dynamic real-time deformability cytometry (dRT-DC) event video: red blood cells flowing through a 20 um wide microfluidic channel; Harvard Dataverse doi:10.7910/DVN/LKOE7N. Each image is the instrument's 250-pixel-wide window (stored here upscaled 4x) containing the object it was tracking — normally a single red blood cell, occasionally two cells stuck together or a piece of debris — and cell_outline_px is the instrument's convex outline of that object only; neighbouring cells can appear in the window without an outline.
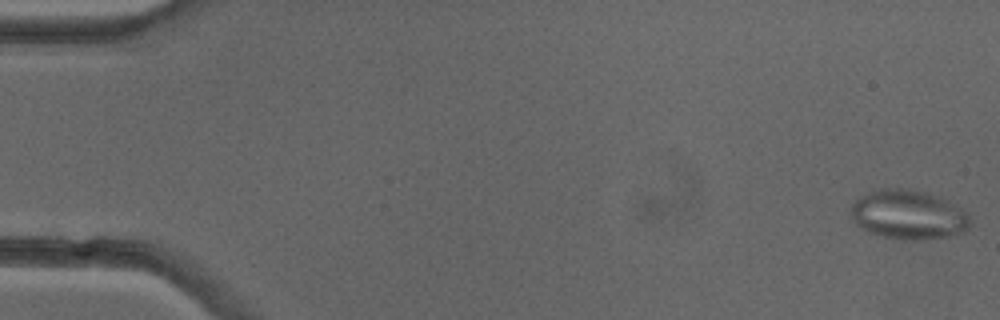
{"species": "common noctule bat (a hibernating species)", "species_latin": "Nyctalus noctula", "temperature_condition": "cold", "stored_images_in_passage": 52, "camera_frame_rate_fps": 3000, "um_per_image_px": 0.085, "animal": {"sex": "female"}, "frame": {"image": 1, "passage_image": 1, "time_ms": 0.0, "image_size_px": [1000, 320], "cell_outline_px": [[972, 224], [964, 232], [952, 236], [916, 240], [904, 240], [880, 236], [868, 232], [860, 228], [852, 220], [852, 204], [856, 200], [880, 188], [900, 188], [924, 192], [956, 204], [968, 212]], "centroid_in_image_um": [77.25, 18.28], "position_along_channel_um": 7.7, "area_um2": 34.28}}
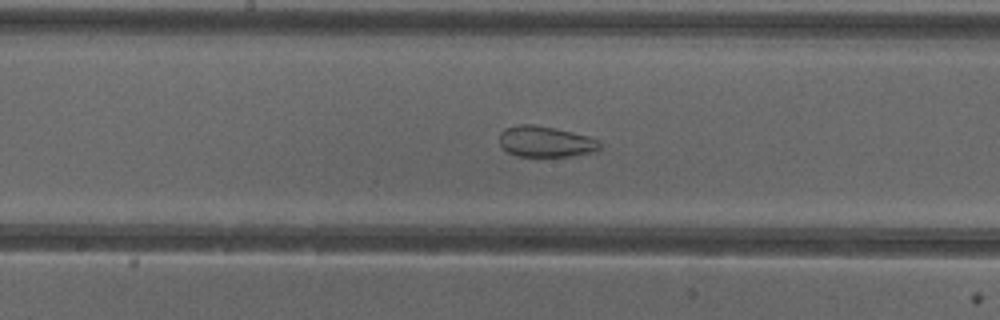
{"frame": {"image": 2, "passage_image": 27, "time_ms": 8.667, "image_size_px": [1000, 320], "cell_outline_px": [[600, 152], [572, 156], [516, 156], [508, 152], [500, 144], [500, 132], [504, 128], [516, 124], [532, 124], [572, 132], [588, 136], [600, 140]], "centroid_in_image_um": [46.41, 12.04], "position_along_channel_um": 201.8, "area_um2": 18.26}}
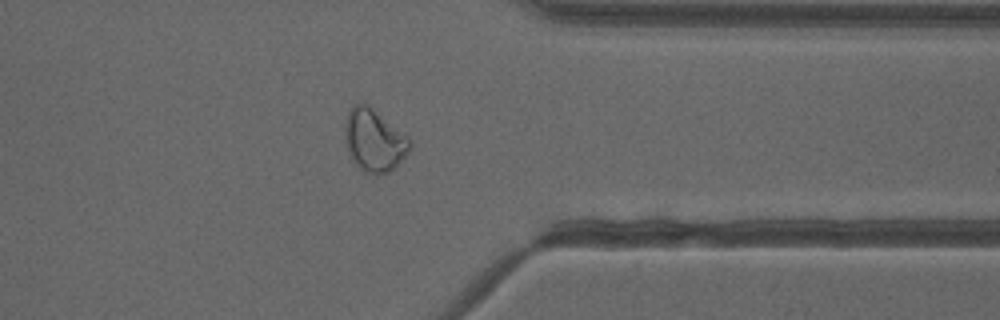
{"frame": {"image": 3, "passage_image": 41, "time_ms": 13.333, "image_size_px": [1000, 320], "cell_outline_px": [[412, 144], [408, 152], [396, 168], [388, 172], [376, 176], [364, 172], [348, 156], [344, 136], [344, 124], [348, 112], [356, 104], [368, 104], [408, 136]], "centroid_in_image_um": [31.79, 11.96], "position_along_channel_um": 379.6, "area_um2": 23.93}, "authors_computed_cell_mechanics": {"area_um2": 25.2875, "velocity_mm_per_s": 3.9711, "shape_relaxation_time_tau1_ms": null, "shape_relaxation_time_tau2_ms": 1.4374, "deformation_change_tau1": null, "deformation_change_tau2": 0.0661}}